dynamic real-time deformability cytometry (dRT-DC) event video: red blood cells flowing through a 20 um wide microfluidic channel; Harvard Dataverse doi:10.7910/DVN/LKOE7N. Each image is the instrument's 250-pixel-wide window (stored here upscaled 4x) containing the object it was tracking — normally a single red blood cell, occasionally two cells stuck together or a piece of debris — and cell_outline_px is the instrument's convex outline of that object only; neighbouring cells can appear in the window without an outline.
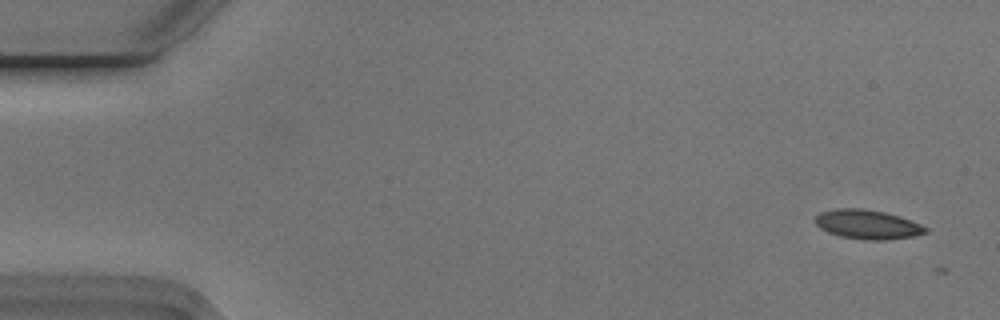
{"species": "Egyptian fruit bat (a non-hibernating species)", "species_latin": "Rousettus aegyptiacus", "temperature_condition": "cold", "stored_images_in_passage": 4, "camera_frame_rate_fps": 3000, "um_per_image_px": 0.085, "animal": {"sex": "male"}, "frame": {"image": 1, "passage_image": 1, "time_ms": 0.0, "image_size_px": [1000, 320], "cell_outline_px": [[928, 232], [912, 236], [888, 240], [864, 240], [840, 236], [828, 232], [820, 228], [816, 224], [816, 216], [820, 212], [836, 208], [864, 208], [884, 212], [900, 216], [920, 224], [928, 228]], "centroid_in_image_um": [73.74, 19.07], "position_along_channel_um": 11.3, "area_um2": 18.84}}